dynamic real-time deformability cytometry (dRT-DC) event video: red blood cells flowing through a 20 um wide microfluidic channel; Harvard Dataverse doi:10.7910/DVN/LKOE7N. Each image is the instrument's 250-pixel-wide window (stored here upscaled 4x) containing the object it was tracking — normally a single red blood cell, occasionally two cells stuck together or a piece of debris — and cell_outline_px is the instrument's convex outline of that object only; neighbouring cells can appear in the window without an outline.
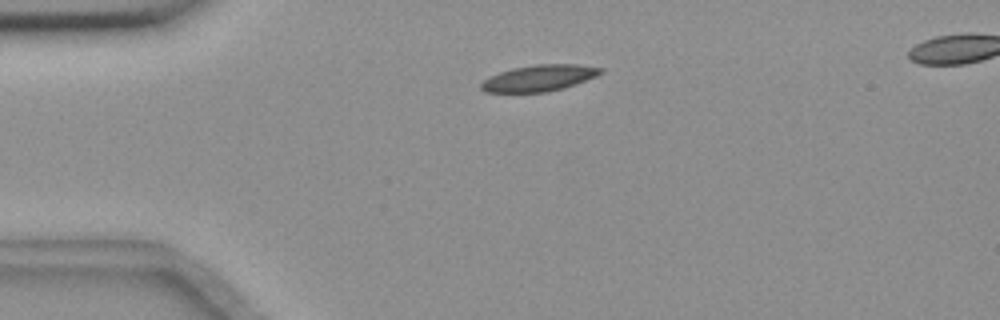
{"species": "common noctule bat (a hibernating species)", "species_latin": "Nyctalus noctula", "temperature_condition": "room temperature", "stored_images_in_passage": 44, "camera_frame_rate_fps": 3000, "um_per_image_px": 0.085, "animal": {"sex": "female", "body_mass_g": 18.4}, "frame": {"image": 1, "passage_image": 1, "time_ms": 0.0, "image_size_px": [1000, 320], "cell_outline_px": [[604, 72], [596, 76], [576, 84], [564, 88], [548, 92], [484, 92], [480, 88], [480, 84], [484, 80], [500, 72], [512, 68], [536, 64], [580, 64], [604, 68]], "centroid_in_image_um": [45.87, 6.63], "position_along_channel_um": 39.1, "area_um2": 18.38}}
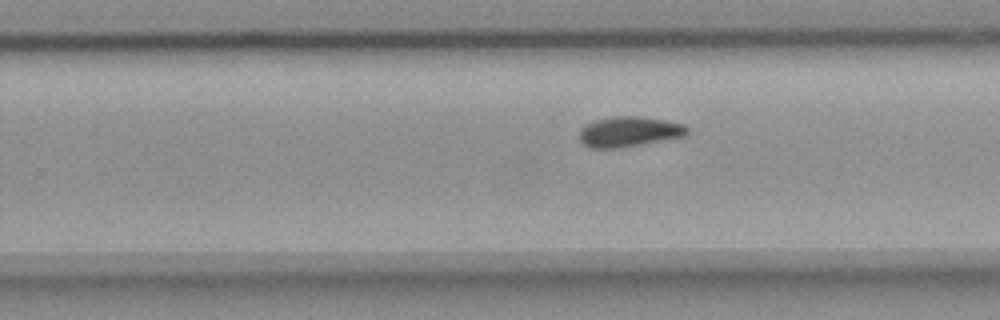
{"frame": {"image": 2, "passage_image": 23, "time_ms": 7.333, "image_size_px": [1000, 320], "cell_outline_px": [[688, 136], [644, 144], [620, 148], [592, 148], [584, 144], [580, 140], [580, 128], [584, 124], [596, 120], [612, 116], [640, 116], [664, 120], [684, 124], [688, 128]], "centroid_in_image_um": [53.5, 11.19], "position_along_channel_um": 276.3, "area_um2": 19.25}}
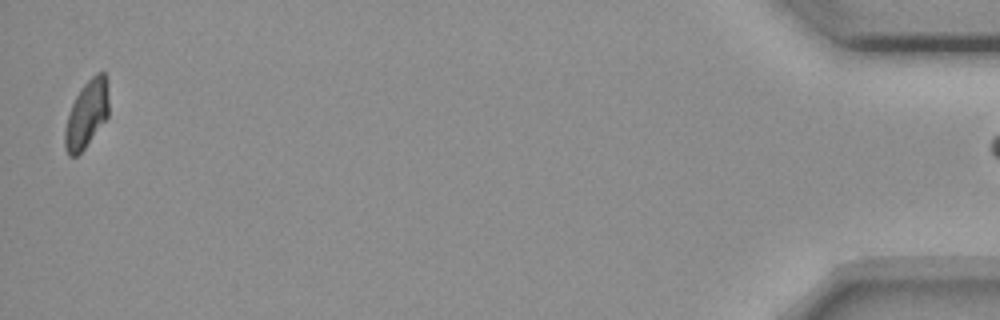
{"frame": {"image": 3, "passage_image": 43, "time_ms": 14.0, "image_size_px": [1000, 320], "cell_outline_px": [[108, 116], [84, 148], [76, 156], [68, 156], [64, 148], [64, 128], [72, 104], [80, 88], [96, 72], [104, 72], [108, 76]], "centroid_in_image_um": [7.37, 9.67], "position_along_channel_um": 427.8, "area_um2": 17.28}}